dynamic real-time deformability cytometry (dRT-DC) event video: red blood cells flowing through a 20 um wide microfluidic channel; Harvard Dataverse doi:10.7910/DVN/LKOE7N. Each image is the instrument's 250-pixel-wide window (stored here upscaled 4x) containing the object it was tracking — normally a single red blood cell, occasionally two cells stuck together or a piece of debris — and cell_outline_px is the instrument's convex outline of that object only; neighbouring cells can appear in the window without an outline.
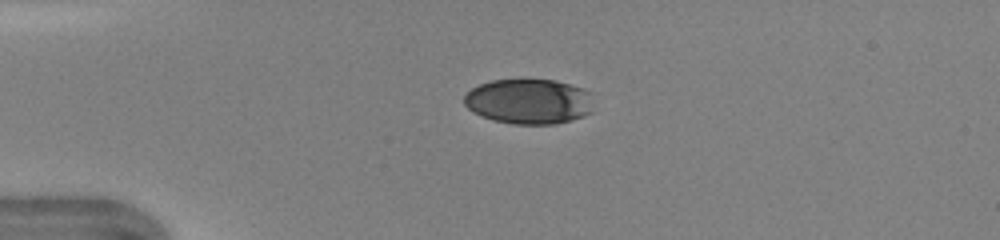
{"species": "human", "species_latin": "Homo sapiens", "temperature_condition": "warm", "stored_images_in_passage": 36, "camera_frame_rate_fps": 3000, "um_per_image_px": 0.085, "donor": {"sex": "female"}, "frame": {"image": 1, "passage_image": 1, "time_ms": 0.0, "image_size_px": [1000, 240], "cell_outline_px": [[592, 112], [584, 116], [572, 120], [556, 124], [512, 124], [492, 120], [480, 116], [472, 112], [464, 104], [464, 96], [472, 88], [480, 84], [492, 80], [524, 76], [556, 80], [584, 88], [588, 92]], "centroid_in_image_um": [44.92, 8.58], "position_along_channel_um": 40.1, "area_um2": 35.03}}
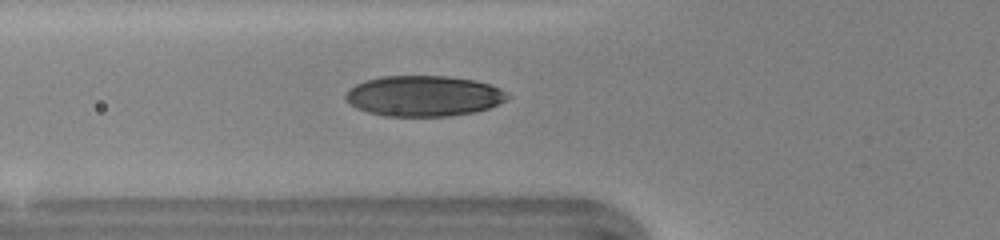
{"frame": {"image": 2, "passage_image": 7, "time_ms": 2.0, "image_size_px": [1000, 240], "cell_outline_px": [[512, 96], [488, 108], [476, 112], [452, 116], [384, 116], [368, 112], [356, 108], [344, 96], [348, 88], [364, 80], [380, 76], [448, 76], [472, 80], [488, 84], [500, 88]], "centroid_in_image_um": [35.99, 8.15], "position_along_channel_um": 89.8, "area_um2": 38.38}}
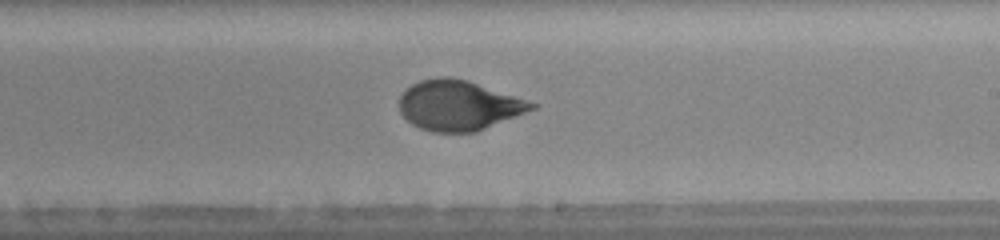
{"frame": {"image": 3, "passage_image": 18, "time_ms": 5.667, "image_size_px": [1000, 240], "cell_outline_px": [[540, 104], [536, 108], [476, 132], [432, 132], [420, 128], [412, 124], [400, 112], [400, 96], [412, 84], [420, 80], [440, 76], [448, 76], [468, 80]], "centroid_in_image_um": [39.0, 8.95], "position_along_channel_um": 250.0, "area_um2": 38.49}, "authors_computed_cell_mechanics": {"area_um2": 38.3214, "velocity_mm_per_s": 4.352, "shape_relaxation_time_tau1_ms": 2.6648, "shape_relaxation_time_tau2_ms": null, "deformation_change_tau1": 0.1395, "deformation_change_tau2": null}}